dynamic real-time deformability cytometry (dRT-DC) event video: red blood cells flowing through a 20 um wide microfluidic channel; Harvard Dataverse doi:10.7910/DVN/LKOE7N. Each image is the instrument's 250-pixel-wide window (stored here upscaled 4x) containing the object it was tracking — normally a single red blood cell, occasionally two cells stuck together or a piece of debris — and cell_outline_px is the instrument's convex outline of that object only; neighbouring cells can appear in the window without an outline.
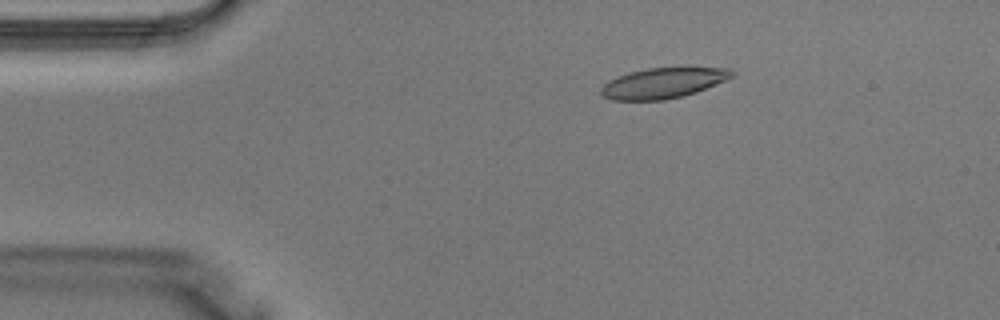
{"species": "Egyptian fruit bat (a non-hibernating species)", "species_latin": "Rousettus aegyptiacus", "temperature_condition": "warm", "stored_images_in_passage": 2, "camera_frame_rate_fps": 3000, "um_per_image_px": 0.085, "animal": {"sex": "male"}, "frame": {"image": 1, "passage_image": 1, "time_ms": 0.0, "image_size_px": [1000, 320], "cell_outline_px": [[732, 76], [724, 80], [696, 92], [684, 96], [664, 100], [612, 100], [604, 96], [600, 92], [600, 88], [608, 80], [616, 76], [648, 68], [732, 68]], "centroid_in_image_um": [56.31, 7.07], "position_along_channel_um": 28.7, "area_um2": 22.89}}